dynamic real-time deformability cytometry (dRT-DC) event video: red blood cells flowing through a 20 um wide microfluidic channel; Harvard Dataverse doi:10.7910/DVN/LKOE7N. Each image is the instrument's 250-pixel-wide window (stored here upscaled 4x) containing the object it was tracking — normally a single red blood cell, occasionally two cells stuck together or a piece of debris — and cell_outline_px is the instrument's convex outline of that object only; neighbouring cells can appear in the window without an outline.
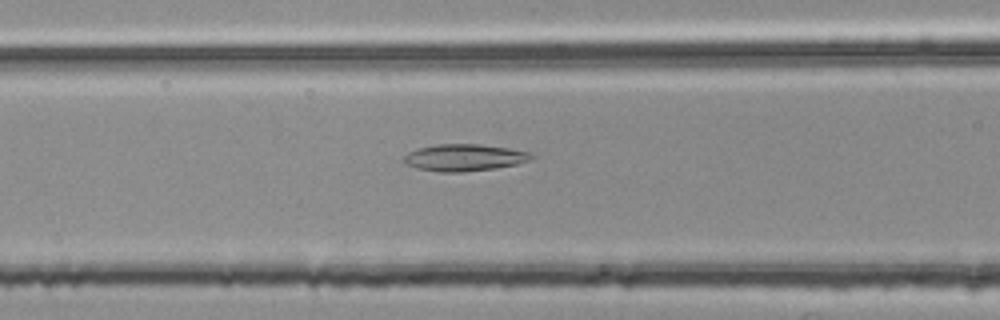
{"species": "common noctule bat (a hibernating species)", "species_latin": "Nyctalus noctula", "temperature_condition": "room temperature", "stored_images_in_passage": 42, "camera_frame_rate_fps": 3000, "um_per_image_px": 0.085, "animal": {"sex": "female", "body_mass_g": 25.1}, "frame": {"image": 1, "passage_image": 10, "time_ms": 3.0, "image_size_px": [1000, 320], "cell_outline_px": [[536, 156], [532, 160], [516, 164], [496, 168], [464, 172], [440, 172], [416, 168], [404, 164], [404, 156], [408, 152], [416, 148], [436, 144], [480, 144], [508, 148], [528, 152]], "centroid_in_image_um": [39.45, 13.39], "position_along_channel_um": 127.1, "area_um2": 20.17}}
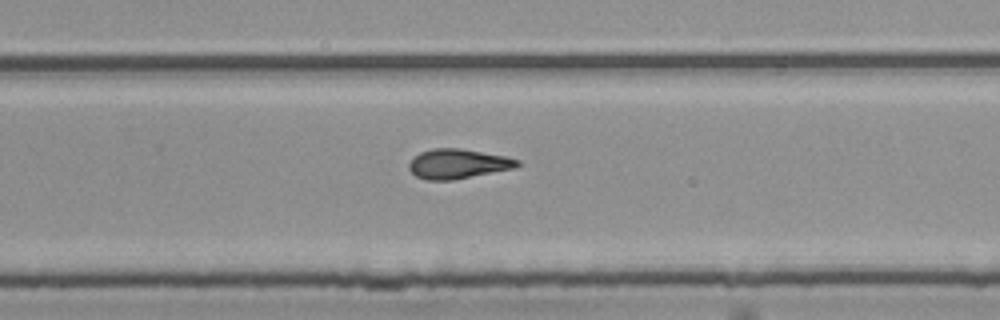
{"frame": {"image": 2, "passage_image": 23, "time_ms": 7.333, "image_size_px": [1000, 320], "cell_outline_px": [[520, 164], [516, 168], [452, 180], [428, 180], [416, 176], [408, 168], [408, 164], [420, 152], [432, 148], [460, 148], [504, 156], [520, 160]], "centroid_in_image_um": [38.93, 13.92], "position_along_channel_um": 290.9, "area_um2": 18.61}}
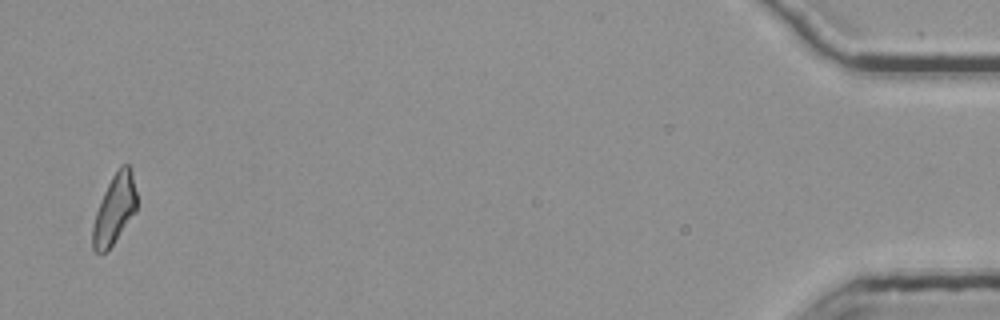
{"frame": {"image": 3, "passage_image": 41, "time_ms": 13.333, "image_size_px": [1000, 320], "cell_outline_px": [[136, 212], [112, 244], [104, 252], [96, 252], [92, 248], [92, 228], [96, 212], [100, 200], [112, 176], [120, 164], [128, 164], [132, 168], [136, 192]], "centroid_in_image_um": [9.74, 17.74], "position_along_channel_um": 425.5, "area_um2": 17.74}, "authors_computed_cell_mechanics": {"area_um2": 18.4382, "velocity_mm_per_s": 3.7864, "shape_relaxation_time_tau1_ms": 10.2179, "shape_relaxation_time_tau2_ms": 2.4721, "deformation_change_tau1": 0.2442, "deformation_change_tau2": 0.1131}}